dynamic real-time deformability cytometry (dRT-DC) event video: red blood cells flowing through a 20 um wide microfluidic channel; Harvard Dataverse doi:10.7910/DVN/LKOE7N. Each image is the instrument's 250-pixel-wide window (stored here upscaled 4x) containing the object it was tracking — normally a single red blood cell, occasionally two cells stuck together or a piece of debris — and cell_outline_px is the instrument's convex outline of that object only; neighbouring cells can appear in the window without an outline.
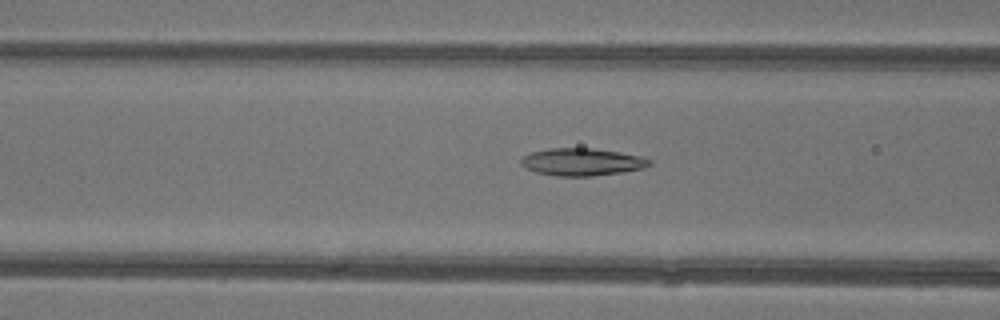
{"species": "common noctule bat (a hibernating species)", "species_latin": "Nyctalus noctula", "temperature_condition": "warm", "stored_images_in_passage": 47, "camera_frame_rate_fps": 3000, "um_per_image_px": 0.085, "animal": {"sex": "female"}, "frame": {"image": 1, "passage_image": 19, "time_ms": 6.0, "image_size_px": [1000, 320], "cell_outline_px": [[652, 164], [644, 168], [624, 172], [592, 176], [556, 176], [536, 172], [520, 164], [520, 160], [524, 156], [532, 152], [548, 148], [592, 148], [640, 156], [652, 160]], "centroid_in_image_um": [49.48, 13.77], "position_along_channel_um": 117.1, "area_um2": 20.46}}
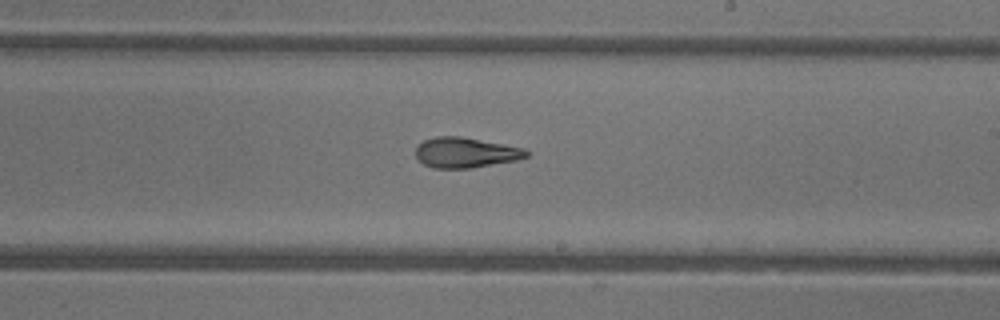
{"frame": {"image": 2, "passage_image": 28, "time_ms": 9.0, "image_size_px": [1000, 320], "cell_outline_px": [[528, 156], [516, 160], [472, 168], [432, 168], [424, 164], [416, 156], [416, 144], [424, 140], [436, 136], [460, 136], [524, 148], [528, 152]], "centroid_in_image_um": [39.54, 12.97], "position_along_channel_um": 249.5, "area_um2": 19.48}}
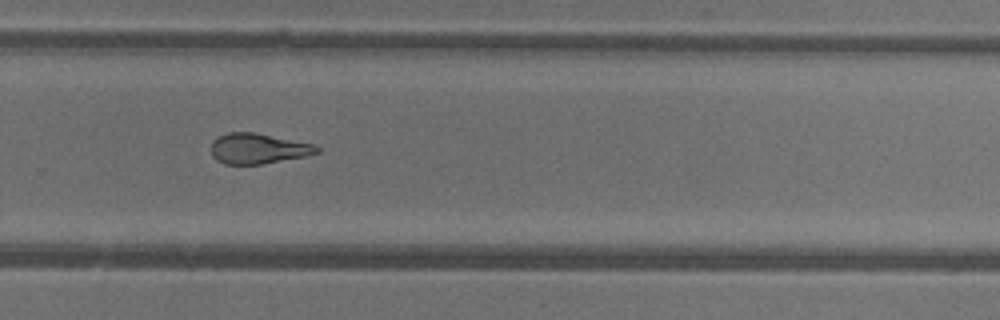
{"frame": {"image": 3, "passage_image": 32, "time_ms": 10.333, "image_size_px": [1000, 320], "cell_outline_px": [[320, 152], [304, 156], [260, 164], [224, 164], [216, 160], [212, 156], [212, 140], [228, 132], [256, 132], [312, 144], [320, 148]], "centroid_in_image_um": [21.91, 12.62], "position_along_channel_um": 307.9, "area_um2": 18.55}, "authors_computed_cell_mechanics": {"area_um2": 20.8658, "velocity_mm_per_s": 4.4041, "shape_relaxation_time_tau1_ms": 4.2594, "shape_relaxation_time_tau2_ms": 3.0958, "deformation_change_tau1": 0.1605, "deformation_change_tau2": 0.1349}}